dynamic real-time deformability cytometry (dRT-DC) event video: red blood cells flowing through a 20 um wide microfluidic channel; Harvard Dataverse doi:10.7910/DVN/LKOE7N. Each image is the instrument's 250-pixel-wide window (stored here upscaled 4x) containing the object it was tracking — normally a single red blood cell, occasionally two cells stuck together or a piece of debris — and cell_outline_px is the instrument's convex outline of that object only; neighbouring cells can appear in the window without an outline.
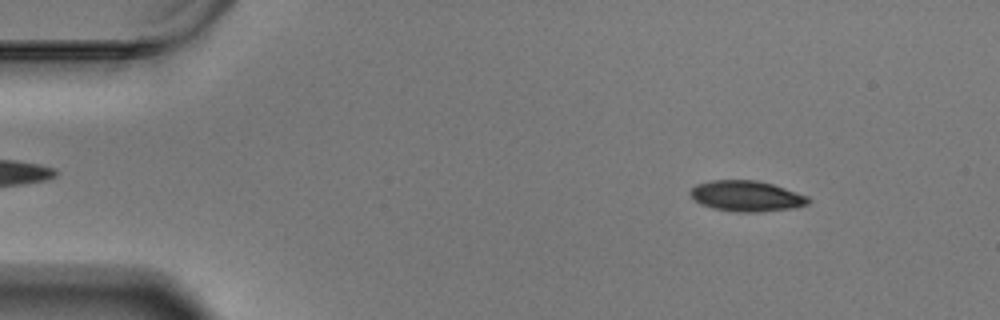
{"species": "Egyptian fruit bat (a non-hibernating species)", "species_latin": "Rousettus aegyptiacus", "temperature_condition": "warm", "stored_images_in_passage": 58, "camera_frame_rate_fps": 3000, "um_per_image_px": 0.085, "animal": {"sex": "male"}, "frame": {"image": 1, "passage_image": 7, "time_ms": 2.0, "image_size_px": [1000, 320], "cell_outline_px": [[812, 200], [808, 204], [796, 208], [756, 212], [736, 212], [712, 208], [700, 204], [688, 192], [696, 184], [712, 180], [756, 180], [772, 184], [808, 196]], "centroid_in_image_um": [63.46, 16.67], "position_along_channel_um": 21.5, "area_um2": 21.15}}
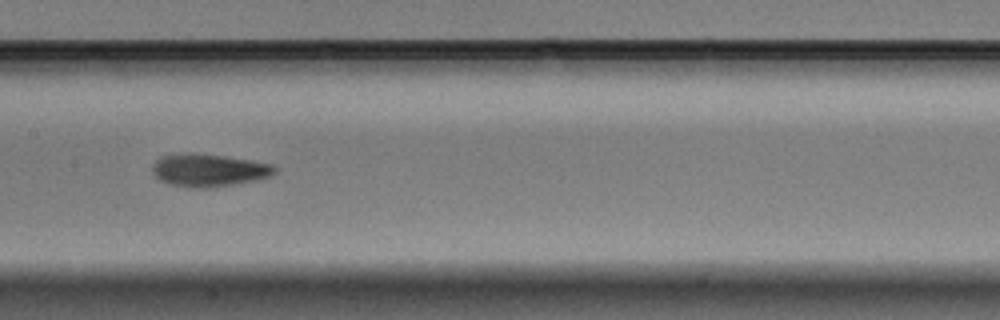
{"frame": {"image": 2, "passage_image": 29, "time_ms": 9.333, "image_size_px": [1000, 320], "cell_outline_px": [[276, 172], [272, 176], [256, 180], [208, 188], [188, 188], [168, 184], [160, 180], [152, 172], [152, 164], [156, 160], [164, 156], [184, 152], [192, 152], [224, 156], [252, 160], [272, 164], [276, 168]], "centroid_in_image_um": [17.73, 14.46], "position_along_channel_um": 189.7, "area_um2": 23.52}}
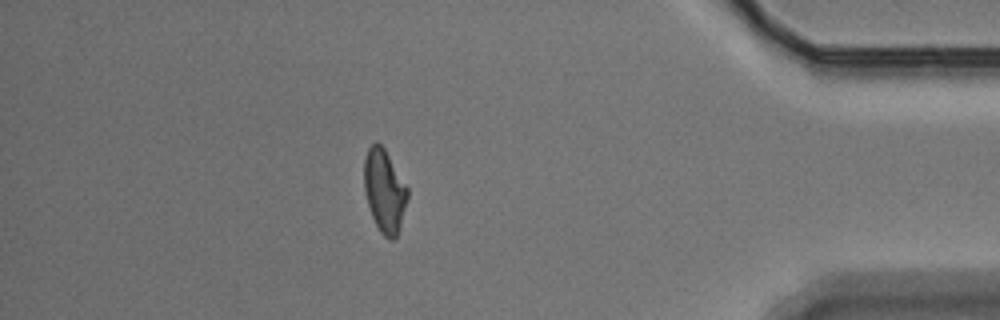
{"frame": {"image": 3, "passage_image": 51, "time_ms": 16.667, "image_size_px": [1000, 320], "cell_outline_px": [[408, 196], [400, 224], [396, 236], [392, 240], [388, 240], [380, 232], [372, 216], [368, 204], [364, 188], [364, 156], [368, 148], [376, 140], [384, 148], [408, 188]], "centroid_in_image_um": [32.66, 16.2], "position_along_channel_um": 402.5, "area_um2": 20.75}, "authors_computed_cell_mechanics": {"area_um2": 21.6172, "velocity_mm_per_s": 3.446, "shape_relaxation_time_tau1_ms": 8.8545, "shape_relaxation_time_tau2_ms": 4.1744, "deformation_change_tau1": 0.2133, "deformation_change_tau2": 0.0973}}